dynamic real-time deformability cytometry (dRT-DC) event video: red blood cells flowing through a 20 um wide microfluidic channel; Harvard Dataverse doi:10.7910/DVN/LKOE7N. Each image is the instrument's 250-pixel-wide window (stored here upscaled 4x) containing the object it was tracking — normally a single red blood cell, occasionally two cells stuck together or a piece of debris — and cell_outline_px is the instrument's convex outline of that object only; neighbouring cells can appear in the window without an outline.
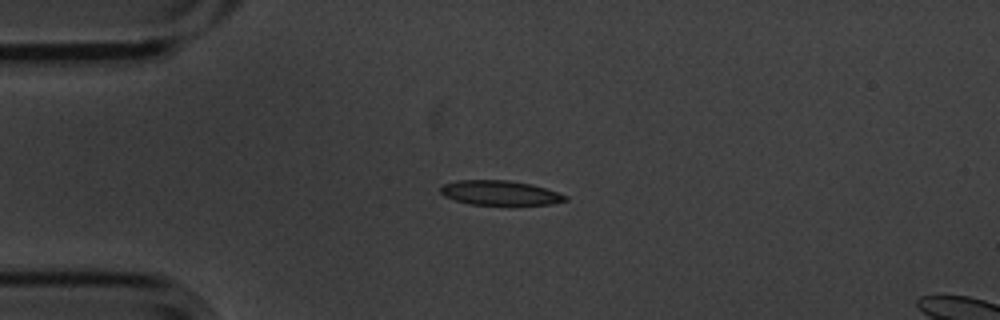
{"species": "common noctule bat (a hibernating species)", "species_latin": "Nyctalus noctula", "temperature_condition": "cold", "stored_images_in_passage": 4, "camera_frame_rate_fps": 3000, "um_per_image_px": 0.085, "animal": {"sex": "male", "body_mass_g": 20.1, "forearm_length_mm": 53.5}, "frame": {"image": 1, "passage_image": 1, "time_ms": 0.0, "image_size_px": [1000, 320], "cell_outline_px": [[568, 200], [552, 204], [472, 204], [456, 200], [444, 196], [440, 192], [440, 188], [444, 184], [460, 180], [508, 180], [532, 184], [568, 196]], "centroid_in_image_um": [42.5, 16.38], "position_along_channel_um": 42.5, "area_um2": 17.57}}
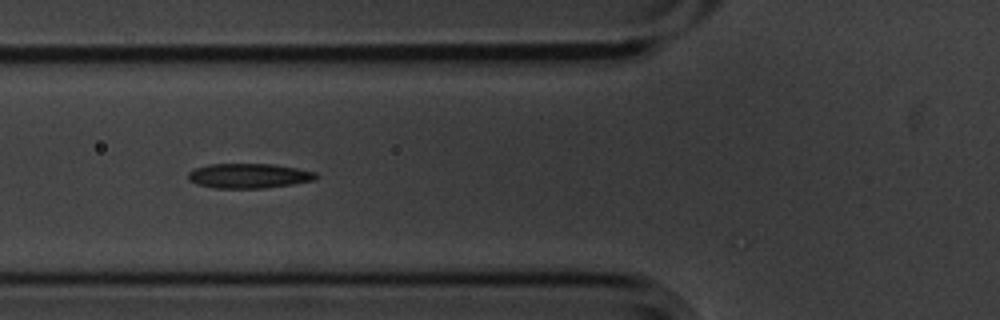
{"frame": {"image": 2, "passage_image": 3, "time_ms": 0.667, "image_size_px": [1000, 320], "cell_outline_px": [[316, 180], [292, 184], [264, 188], [216, 188], [196, 184], [188, 180], [188, 172], [192, 168], [208, 164], [276, 164], [316, 172]], "centroid_in_image_um": [21.11, 14.94], "position_along_channel_um": 104.7, "area_um2": 18.55}}
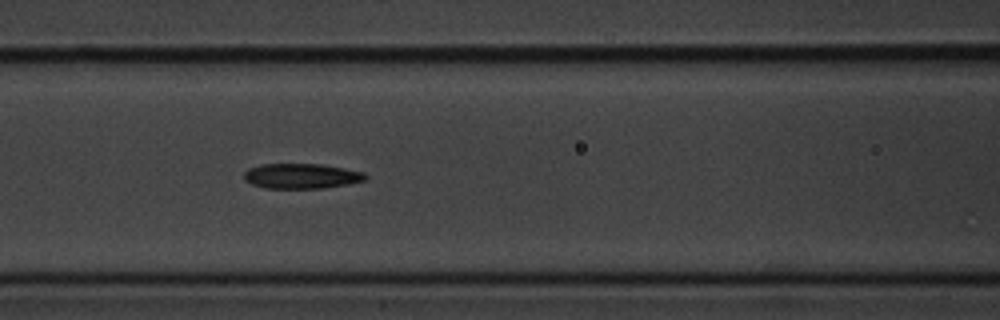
{"frame": {"image": 3, "passage_image": 4, "time_ms": 1.0, "image_size_px": [1000, 320], "cell_outline_px": [[368, 180], [348, 184], [324, 188], [264, 188], [252, 184], [244, 180], [244, 172], [248, 168], [260, 164], [320, 164], [344, 168], [364, 172], [368, 176]], "centroid_in_image_um": [25.63, 14.96], "position_along_channel_um": 141.0, "area_um2": 17.92}}